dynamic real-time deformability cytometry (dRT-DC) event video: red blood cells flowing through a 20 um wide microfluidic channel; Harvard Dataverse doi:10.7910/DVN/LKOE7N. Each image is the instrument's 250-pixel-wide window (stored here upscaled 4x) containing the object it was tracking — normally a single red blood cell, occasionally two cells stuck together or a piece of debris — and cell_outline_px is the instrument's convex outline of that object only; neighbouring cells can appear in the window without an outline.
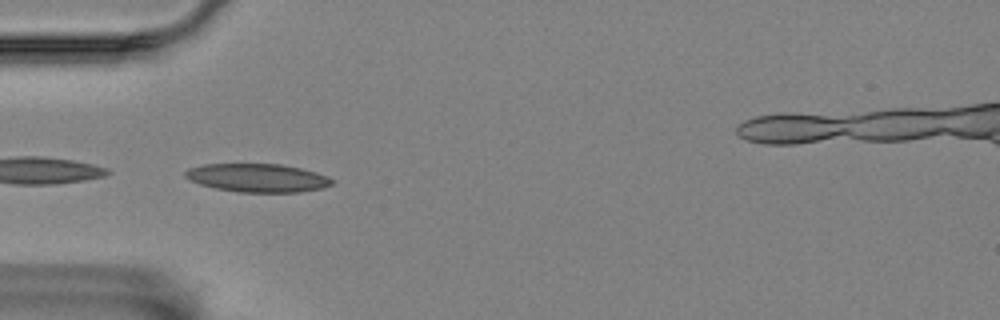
{"species": "Egyptian fruit bat (a non-hibernating species)", "species_latin": "Rousettus aegyptiacus", "temperature_condition": "room temperature", "stored_images_in_passage": 5, "camera_frame_rate_fps": 3000, "um_per_image_px": 0.085, "animal": {"sex": "female"}, "frame": {"image": 1, "passage_image": 4, "time_ms": 1.0, "image_size_px": [1000, 320], "cell_outline_px": [[336, 180], [332, 184], [324, 188], [300, 192], [240, 192], [216, 188], [200, 184], [184, 176], [184, 172], [188, 168], [204, 164], [280, 164], [300, 168], [316, 172], [328, 176]], "centroid_in_image_um": [21.93, 15.12], "position_along_channel_um": 63.1, "area_um2": 24.28}}